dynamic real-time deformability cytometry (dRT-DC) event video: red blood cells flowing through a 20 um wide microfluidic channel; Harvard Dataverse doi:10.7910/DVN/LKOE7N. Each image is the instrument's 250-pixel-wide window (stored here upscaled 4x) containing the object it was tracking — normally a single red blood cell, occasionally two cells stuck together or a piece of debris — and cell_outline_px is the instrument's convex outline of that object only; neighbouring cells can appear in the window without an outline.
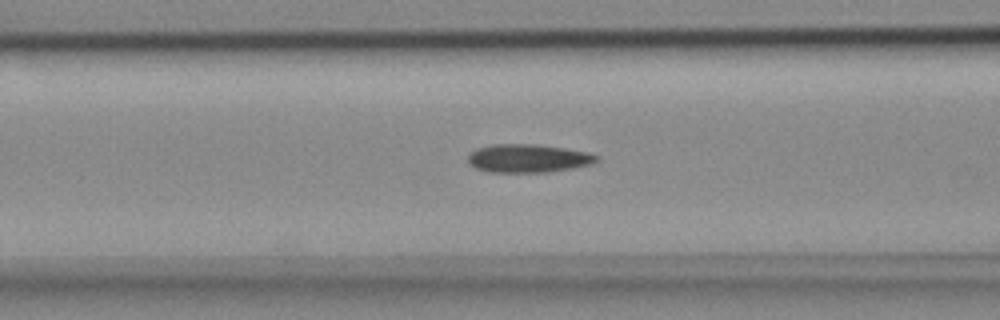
{"species": "common noctule bat (a hibernating species)", "species_latin": "Nyctalus noctula", "temperature_condition": "cold", "stored_images_in_passage": 40, "camera_frame_rate_fps": 3000, "um_per_image_px": 0.085, "animal": {"sex": "female", "body_mass_g": 18.4}, "frame": {"image": 1, "passage_image": 10, "time_ms": 3.0, "image_size_px": [1000, 320], "cell_outline_px": [[600, 160], [592, 164], [572, 168], [544, 172], [488, 172], [476, 168], [468, 164], [468, 156], [476, 148], [492, 144], [536, 144], [564, 148], [588, 152], [596, 156]], "centroid_in_image_um": [44.86, 13.45], "position_along_channel_um": 121.7, "area_um2": 21.21}}
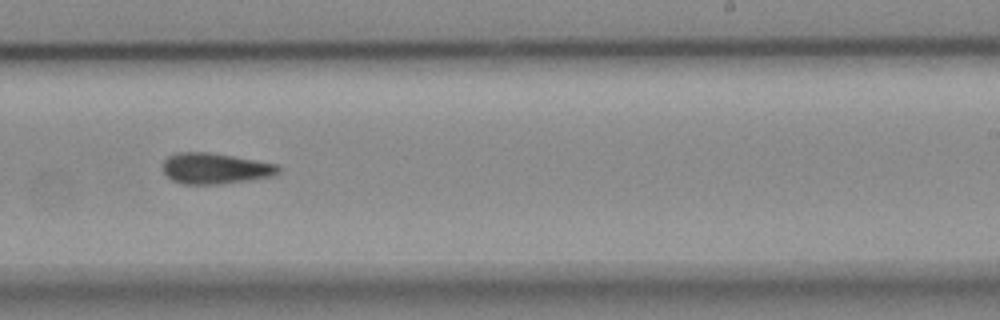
{"frame": {"image": 2, "passage_image": 22, "time_ms": 7.0, "image_size_px": [1000, 320], "cell_outline_px": [[280, 172], [272, 176], [248, 180], [220, 184], [184, 184], [172, 180], [164, 172], [164, 160], [168, 156], [176, 152], [212, 152], [276, 164], [280, 168]], "centroid_in_image_um": [18.28, 14.31], "position_along_channel_um": 270.7, "area_um2": 20.69}}
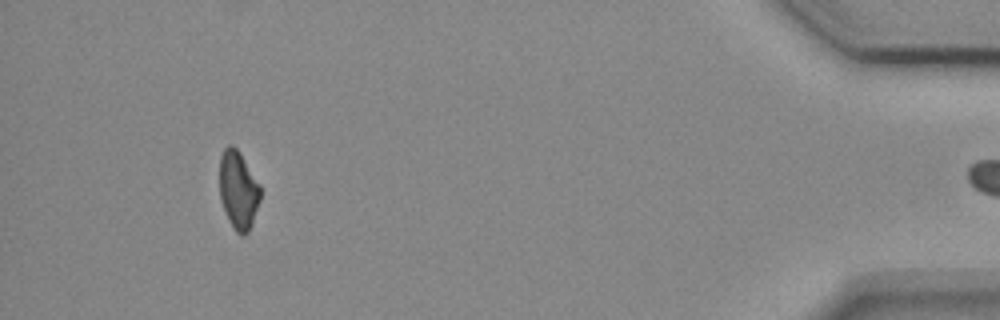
{"frame": {"image": 3, "passage_image": 39, "time_ms": 12.667, "image_size_px": [1000, 320], "cell_outline_px": [[260, 200], [252, 224], [248, 232], [244, 236], [240, 236], [236, 232], [228, 220], [220, 200], [220, 156], [224, 148], [228, 144], [232, 144], [236, 148], [260, 184]], "centroid_in_image_um": [20.25, 16.18], "position_along_channel_um": 415.0, "area_um2": 18.61}}